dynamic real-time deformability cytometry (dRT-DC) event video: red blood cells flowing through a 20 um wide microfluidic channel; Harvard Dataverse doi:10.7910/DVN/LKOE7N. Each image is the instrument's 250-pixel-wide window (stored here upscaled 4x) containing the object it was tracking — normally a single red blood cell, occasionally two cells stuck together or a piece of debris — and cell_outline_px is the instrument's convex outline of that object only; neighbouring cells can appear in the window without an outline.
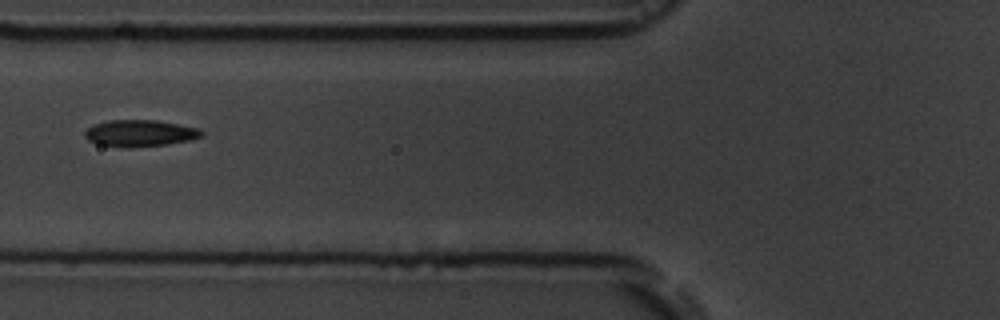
{"species": "common noctule bat (a hibernating species)", "species_latin": "Nyctalus noctula", "temperature_condition": "room temperature", "stored_images_in_passage": 13, "camera_frame_rate_fps": 3000, "um_per_image_px": 0.085, "animal": {"sex": "male", "body_mass_g": 19.5, "forearm_length_mm": 54.6}, "frame": {"image": 1, "passage_image": 6, "time_ms": 6.667, "image_size_px": [1000, 320], "cell_outline_px": [[204, 136], [192, 140], [164, 144], [100, 144], [88, 140], [84, 136], [84, 132], [88, 128], [96, 124], [108, 120], [156, 120], [200, 128], [204, 132]], "centroid_in_image_um": [11.98, 11.26], "position_along_channel_um": 113.8, "area_um2": 17.17}}
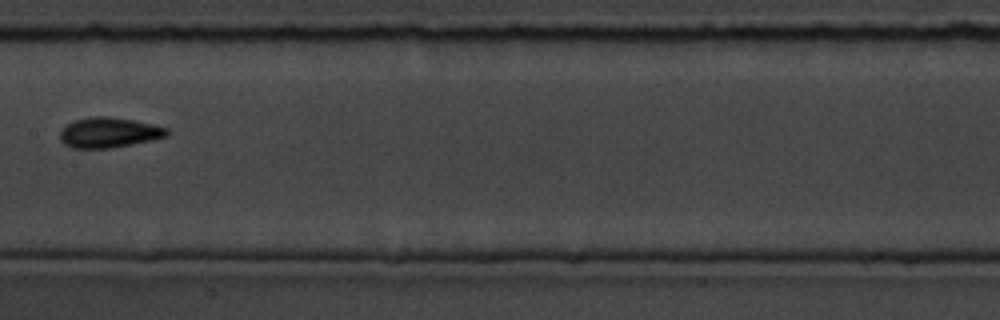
{"frame": {"image": 2, "passage_image": 8, "time_ms": 9.0, "image_size_px": [1000, 320], "cell_outline_px": [[168, 132], [164, 136], [152, 140], [112, 148], [72, 148], [64, 144], [60, 140], [60, 132], [72, 120], [92, 116], [108, 116], [136, 120], [168, 128]], "centroid_in_image_um": [9.23, 11.26], "position_along_channel_um": 198.2, "area_um2": 18.84}}
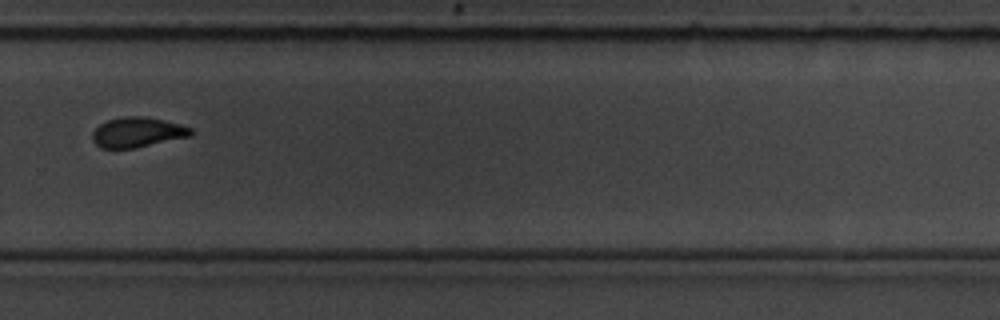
{"frame": {"image": 3, "passage_image": 11, "time_ms": 12.333, "image_size_px": [1000, 320], "cell_outline_px": [[192, 136], [136, 148], [100, 148], [92, 140], [92, 132], [100, 124], [108, 120], [124, 116], [144, 116], [164, 120], [180, 124], [192, 128]], "centroid_in_image_um": [11.69, 11.24], "position_along_channel_um": 318.1, "area_um2": 17.34}, "authors_computed_cell_mechanics": {"area_um2": 17.8024, "velocity_mm_per_s": 3.615, "shape_relaxation_time_tau1_ms": 1.5769, "shape_relaxation_time_tau2_ms": 1.7814, "deformation_change_tau1": 0.1048, "deformation_change_tau2": 0.0379}}